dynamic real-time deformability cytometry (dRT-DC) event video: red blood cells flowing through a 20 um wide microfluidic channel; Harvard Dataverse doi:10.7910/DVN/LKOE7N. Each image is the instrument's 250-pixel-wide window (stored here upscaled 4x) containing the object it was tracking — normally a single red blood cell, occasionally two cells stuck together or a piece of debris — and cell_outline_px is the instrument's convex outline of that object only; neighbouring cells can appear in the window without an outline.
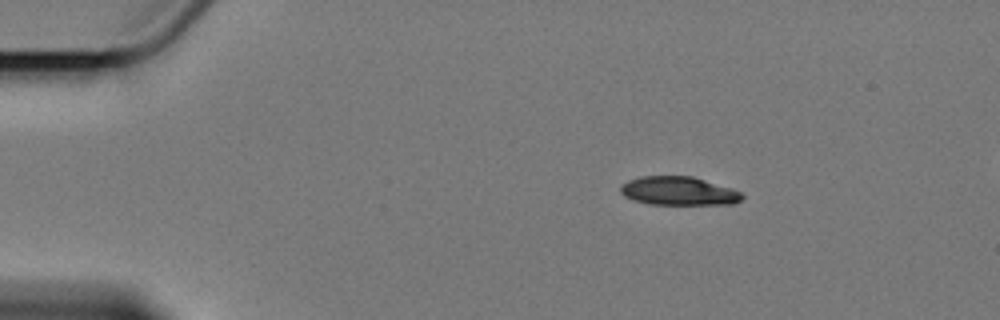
{"species": "Egyptian fruit bat (a non-hibernating species)", "species_latin": "Rousettus aegyptiacus", "temperature_condition": "cold", "stored_images_in_passage": 9, "camera_frame_rate_fps": 3000, "um_per_image_px": 0.085, "animal": {"sex": "female"}, "frame": {"image": 1, "passage_image": 1, "time_ms": 0.0, "image_size_px": [1000, 320], "cell_outline_px": [[744, 196], [740, 200], [732, 204], [648, 204], [632, 200], [624, 196], [620, 192], [620, 184], [628, 180], [640, 176], [692, 176], [732, 188], [740, 192]], "centroid_in_image_um": [57.64, 16.23], "position_along_channel_um": 27.4, "area_um2": 20.35}}
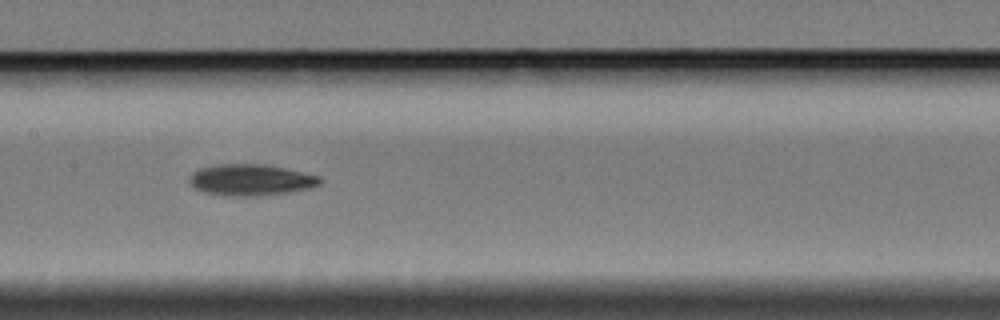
{"frame": {"image": 2, "passage_image": 6, "time_ms": 6.667, "image_size_px": [1000, 320], "cell_outline_px": [[320, 184], [312, 188], [288, 192], [260, 196], [220, 196], [204, 192], [196, 188], [188, 180], [200, 168], [220, 164], [264, 164], [284, 168], [320, 176]], "centroid_in_image_um": [21.34, 15.31], "position_along_channel_um": 186.1, "area_um2": 23.7}}
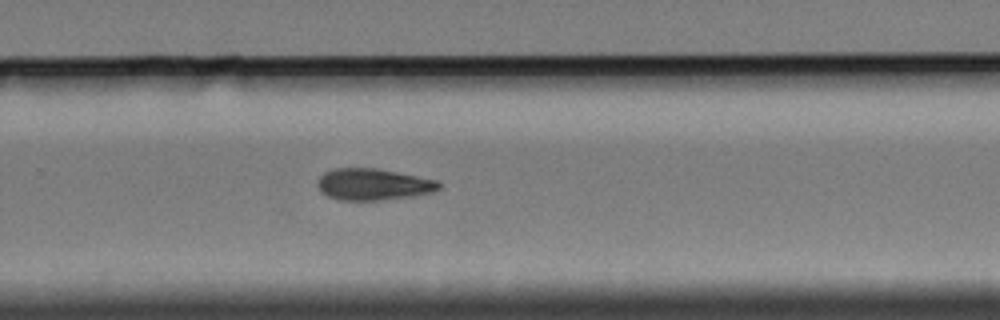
{"frame": {"image": 3, "passage_image": 9, "time_ms": 10.0, "image_size_px": [1000, 320], "cell_outline_px": [[440, 188], [432, 192], [408, 196], [380, 200], [340, 200], [328, 196], [320, 192], [316, 184], [320, 176], [324, 172], [336, 168], [376, 168], [436, 180], [440, 184]], "centroid_in_image_um": [31.66, 15.67], "position_along_channel_um": 298.1, "area_um2": 22.08}}